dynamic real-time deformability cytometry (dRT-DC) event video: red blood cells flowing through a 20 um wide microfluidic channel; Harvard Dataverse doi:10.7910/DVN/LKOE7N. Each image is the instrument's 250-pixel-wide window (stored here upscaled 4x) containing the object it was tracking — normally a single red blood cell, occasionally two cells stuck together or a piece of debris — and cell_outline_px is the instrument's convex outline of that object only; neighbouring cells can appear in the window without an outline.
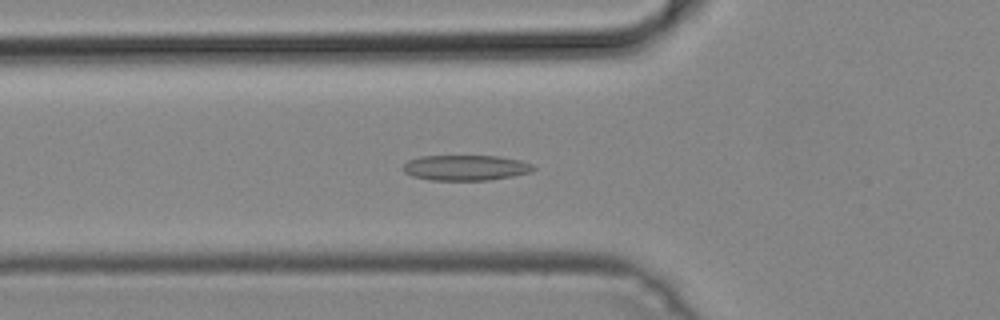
{"species": "common noctule bat (a hibernating species)", "species_latin": "Nyctalus noctula", "temperature_condition": "cold", "stored_images_in_passage": 45, "camera_frame_rate_fps": 3000, "um_per_image_px": 0.085, "animal": {"sex": "male", "body_mass_g": 19.2, "forearm_length_mm": 51.8}, "frame": {"image": 1, "passage_image": 13, "time_ms": 4.0, "image_size_px": [1000, 320], "cell_outline_px": [[536, 168], [532, 172], [512, 176], [488, 180], [432, 180], [412, 176], [404, 172], [400, 168], [408, 160], [420, 156], [496, 156], [520, 160], [532, 164]], "centroid_in_image_um": [39.56, 14.25], "position_along_channel_um": 86.2, "area_um2": 19.36}}
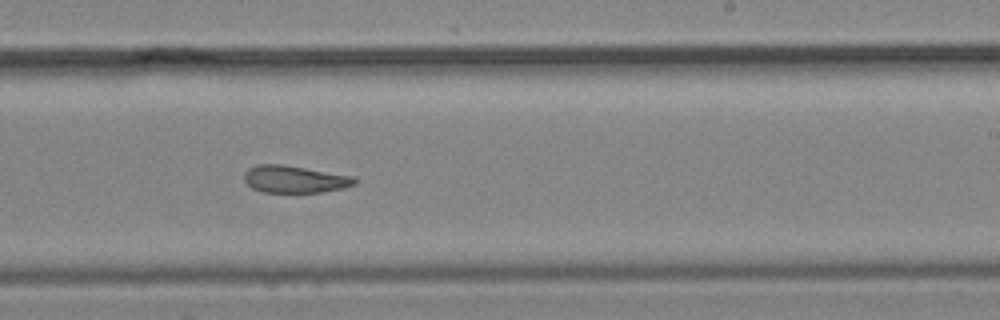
{"frame": {"image": 2, "passage_image": 26, "time_ms": 8.333, "image_size_px": [1000, 320], "cell_outline_px": [[356, 184], [344, 188], [320, 192], [264, 192], [252, 188], [244, 180], [244, 172], [248, 168], [256, 164], [280, 164], [356, 176]], "centroid_in_image_um": [25.05, 15.22], "position_along_channel_um": 263.9, "area_um2": 17.57}}
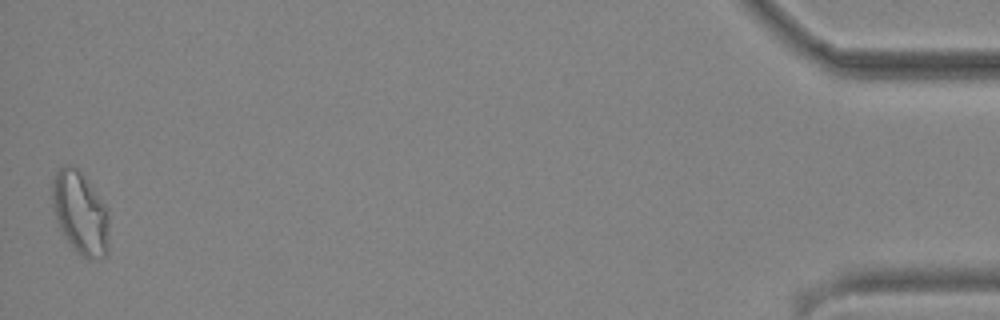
{"frame": {"image": 3, "passage_image": 45, "time_ms": 14.667, "image_size_px": [1000, 320], "cell_outline_px": [[108, 252], [104, 256], [92, 260], [88, 260], [68, 240], [60, 228], [56, 220], [52, 204], [52, 180], [56, 172], [64, 164], [68, 164], [80, 168], [108, 208]], "centroid_in_image_um": [6.83, 18.03], "position_along_channel_um": 428.4, "area_um2": 27.51}}